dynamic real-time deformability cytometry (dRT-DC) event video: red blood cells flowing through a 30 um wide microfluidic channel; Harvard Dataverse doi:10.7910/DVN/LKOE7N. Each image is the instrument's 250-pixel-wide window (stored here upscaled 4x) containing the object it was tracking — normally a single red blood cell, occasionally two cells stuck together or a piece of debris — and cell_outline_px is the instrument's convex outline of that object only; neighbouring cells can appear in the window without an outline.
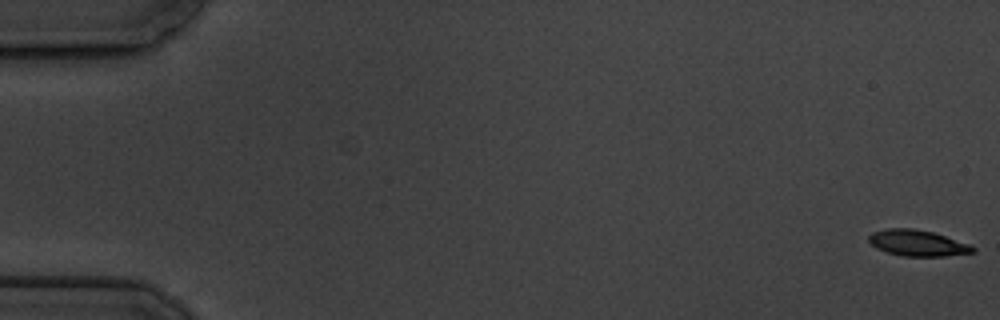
{"species": "common noctule bat (a hibernating species)", "species_latin": "Nyctalus noctula", "temperature_condition": "cold", "stored_images_in_passage": 7, "camera_frame_rate_fps": 3000, "um_per_image_px": 0.085, "animal": {"sex": "male", "body_mass_g": 19.5, "forearm_length_mm": 54.6}, "frame": {"image": 1, "passage_image": 1, "time_ms": 0.0, "image_size_px": [1000, 320], "cell_outline_px": [[976, 252], [944, 256], [900, 256], [876, 248], [868, 240], [868, 236], [872, 232], [888, 228], [912, 228], [932, 232], [972, 244], [976, 248]], "centroid_in_image_um": [78.02, 20.66], "position_along_channel_um": 7.0, "area_um2": 15.9}}
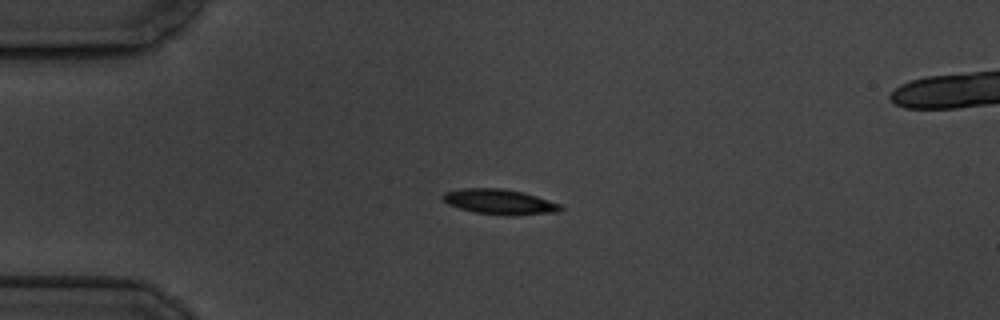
{"frame": {"image": 2, "passage_image": 5, "time_ms": 4.667, "image_size_px": [1000, 320], "cell_outline_px": [[564, 208], [560, 212], [508, 216], [476, 212], [460, 208], [448, 204], [440, 200], [440, 196], [444, 192], [464, 188], [504, 188], [524, 192], [560, 204]], "centroid_in_image_um": [42.45, 17.15], "position_along_channel_um": 42.5, "area_um2": 17.46}}
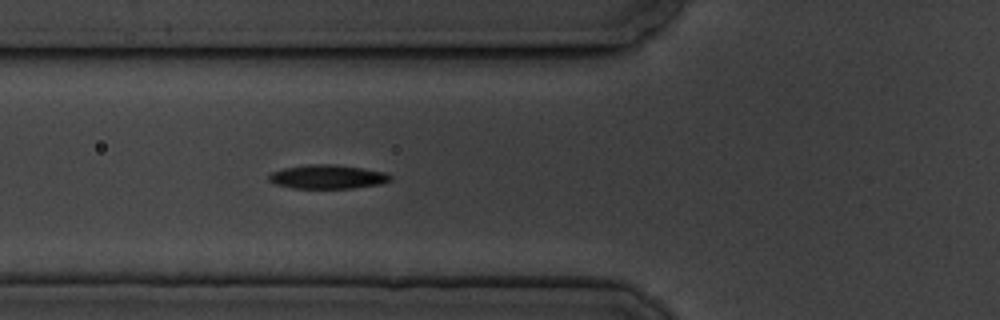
{"frame": {"image": 3, "passage_image": 7, "time_ms": 7.0, "image_size_px": [1000, 320], "cell_outline_px": [[392, 180], [380, 184], [352, 188], [292, 188], [276, 184], [268, 180], [268, 176], [272, 172], [284, 168], [304, 164], [336, 164], [364, 168], [388, 172], [392, 176]], "centroid_in_image_um": [27.88, 15.01], "position_along_channel_um": 97.9, "area_um2": 17.17}}